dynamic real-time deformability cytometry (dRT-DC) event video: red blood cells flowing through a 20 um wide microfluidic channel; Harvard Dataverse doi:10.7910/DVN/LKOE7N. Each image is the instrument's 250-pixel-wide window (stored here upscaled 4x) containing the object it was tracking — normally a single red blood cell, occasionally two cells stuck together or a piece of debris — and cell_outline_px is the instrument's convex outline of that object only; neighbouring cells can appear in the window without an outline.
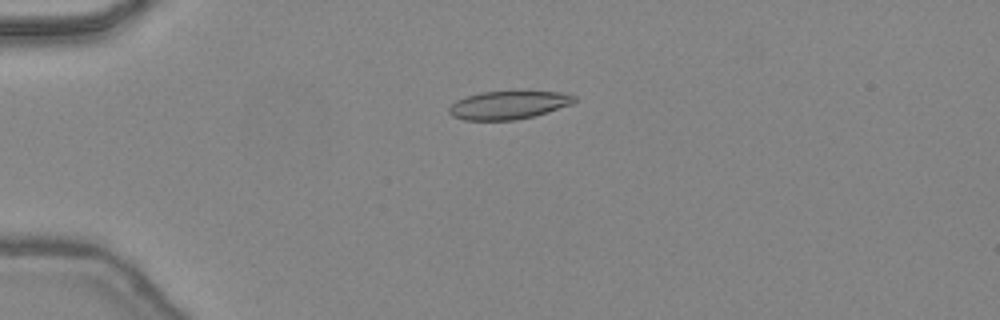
{"species": "common noctule bat (a hibernating species)", "species_latin": "Nyctalus noctula", "temperature_condition": "warm", "stored_images_in_passage": 47, "camera_frame_rate_fps": 3000, "um_per_image_px": 0.085, "animal": {"sex": "female", "body_mass_g": 24.6, "forearm_length_mm": 56.2}, "frame": {"image": 1, "passage_image": 13, "time_ms": 4.0, "image_size_px": [1000, 320], "cell_outline_px": [[576, 100], [572, 104], [536, 116], [516, 120], [464, 120], [452, 116], [448, 112], [448, 108], [456, 100], [480, 92], [528, 88], [560, 92], [576, 96]], "centroid_in_image_um": [43.28, 8.88], "position_along_channel_um": 41.7, "area_um2": 21.68}}
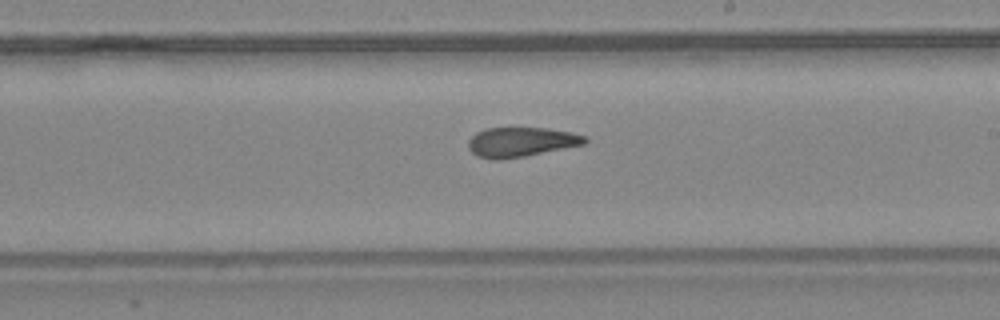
{"frame": {"image": 2, "passage_image": 29, "time_ms": 9.333, "image_size_px": [1000, 320], "cell_outline_px": [[588, 140], [584, 144], [524, 156], [500, 160], [492, 160], [476, 156], [468, 148], [468, 140], [476, 132], [484, 128], [548, 128], [572, 132], [588, 136]], "centroid_in_image_um": [44.27, 12.07], "position_along_channel_um": 244.7, "area_um2": 20.23}}
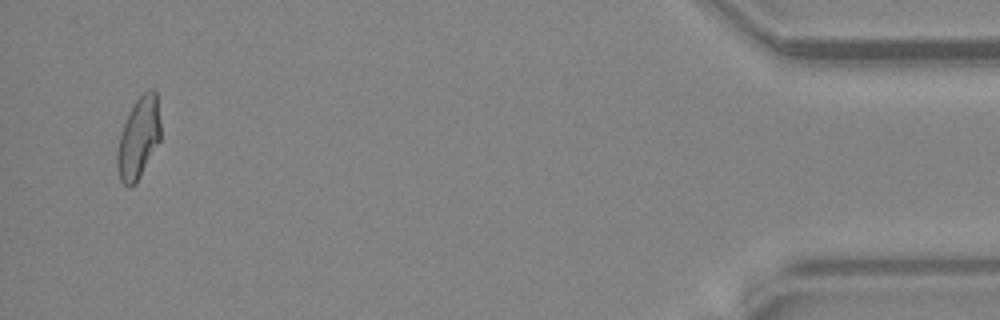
{"frame": {"image": 3, "passage_image": 46, "time_ms": 15.0, "image_size_px": [1000, 320], "cell_outline_px": [[160, 140], [136, 184], [132, 188], [128, 188], [120, 180], [116, 164], [116, 152], [120, 132], [136, 100], [148, 88], [152, 88], [156, 92], [160, 120]], "centroid_in_image_um": [11.77, 11.76], "position_along_channel_um": 423.4, "area_um2": 20.63}, "authors_computed_cell_mechanics": {"area_um2": 20.8658, "velocity_mm_per_s": 4.4886, "shape_relaxation_time_tau1_ms": null, "shape_relaxation_time_tau2_ms": 2.2143, "deformation_change_tau1": null, "deformation_change_tau2": 0.0935}}